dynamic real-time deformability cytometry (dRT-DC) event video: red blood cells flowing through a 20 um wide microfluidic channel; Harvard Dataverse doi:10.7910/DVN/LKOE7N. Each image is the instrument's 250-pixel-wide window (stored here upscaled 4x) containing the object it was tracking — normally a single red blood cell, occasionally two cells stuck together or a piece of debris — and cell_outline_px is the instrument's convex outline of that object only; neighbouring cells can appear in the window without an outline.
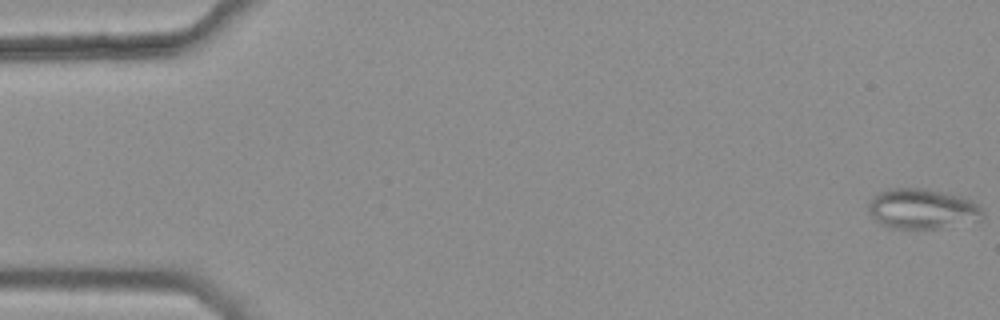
{"species": "common noctule bat (a hibernating species)", "species_latin": "Nyctalus noctula", "temperature_condition": "warm", "stored_images_in_passage": 46, "camera_frame_rate_fps": 3000, "um_per_image_px": 0.085, "animal": {"sex": "female", "body_mass_g": 25.1}, "frame": {"image": 1, "passage_image": 1, "time_ms": 0.0, "image_size_px": [1000, 320], "cell_outline_px": [[984, 216], [980, 220], [936, 228], [888, 228], [880, 224], [868, 212], [868, 204], [876, 192], [888, 188], [924, 188], [960, 196], [972, 200], [980, 204], [984, 208]], "centroid_in_image_um": [78.39, 17.74], "position_along_channel_um": 6.6, "area_um2": 26.99}}
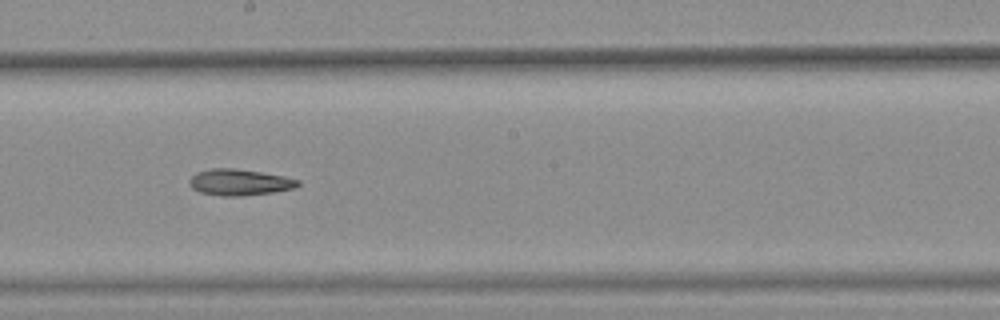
{"frame": {"image": 2, "passage_image": 30, "time_ms": 9.667, "image_size_px": [1000, 320], "cell_outline_px": [[300, 184], [296, 188], [272, 192], [244, 196], [220, 196], [200, 192], [192, 188], [188, 180], [196, 172], [212, 168], [232, 168], [260, 172], [284, 176], [300, 180]], "centroid_in_image_um": [20.36, 15.5], "position_along_channel_um": 227.8, "area_um2": 16.65}}
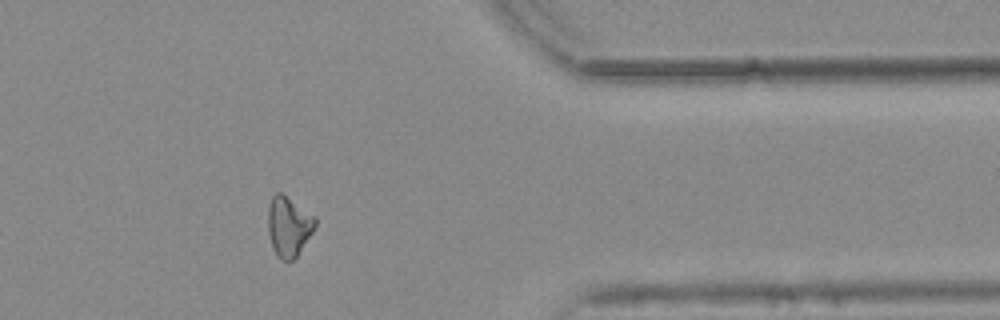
{"frame": {"image": 3, "passage_image": 44, "time_ms": 14.333, "image_size_px": [1000, 320], "cell_outline_px": [[316, 224], [312, 232], [296, 256], [292, 260], [280, 260], [276, 256], [272, 248], [268, 232], [268, 204], [272, 196], [276, 192], [280, 192], [316, 216]], "centroid_in_image_um": [24.51, 19.23], "position_along_channel_um": 386.9, "area_um2": 16.47}}